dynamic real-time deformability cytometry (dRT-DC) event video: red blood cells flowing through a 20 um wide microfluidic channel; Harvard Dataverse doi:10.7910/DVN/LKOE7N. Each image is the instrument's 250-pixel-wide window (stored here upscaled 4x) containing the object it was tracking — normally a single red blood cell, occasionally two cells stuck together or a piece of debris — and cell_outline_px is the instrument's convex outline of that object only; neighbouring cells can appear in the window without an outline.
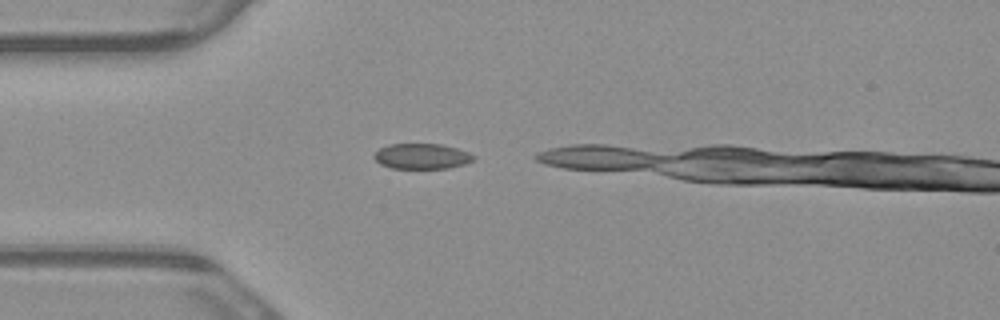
{"species": "common noctule bat (a hibernating species)", "species_latin": "Nyctalus noctula", "temperature_condition": "warm", "stored_images_in_passage": 1, "camera_frame_rate_fps": 3000, "um_per_image_px": 0.085, "animal": {"sex": "male", "body_mass_g": 23.1, "forearm_length_mm": 52.7}, "frame": {"image": 1, "passage_image": 1, "time_ms": 0.0, "image_size_px": [1000, 320], "cell_outline_px": [[476, 160], [464, 164], [448, 168], [392, 168], [380, 164], [372, 156], [380, 148], [388, 144], [444, 144], [468, 152], [476, 156]], "centroid_in_image_um": [35.88, 13.28], "position_along_channel_um": 49.1, "area_um2": 14.8}}